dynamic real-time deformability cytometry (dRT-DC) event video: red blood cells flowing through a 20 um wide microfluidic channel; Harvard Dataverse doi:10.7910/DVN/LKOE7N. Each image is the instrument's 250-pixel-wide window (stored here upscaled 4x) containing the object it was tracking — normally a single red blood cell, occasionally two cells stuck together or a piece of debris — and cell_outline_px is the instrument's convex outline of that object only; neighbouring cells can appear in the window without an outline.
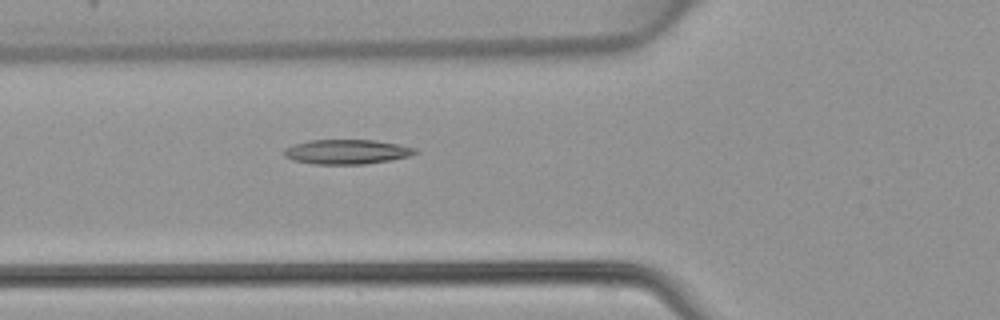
{"species": "common noctule bat (a hibernating species)", "species_latin": "Nyctalus noctula", "temperature_condition": "warm", "stored_images_in_passage": 35, "camera_frame_rate_fps": 3000, "um_per_image_px": 0.085, "animal": {"sex": "female", "body_mass_g": 22.7, "forearm_length_mm": 54.2}, "frame": {"image": 1, "passage_image": 5, "time_ms": 1.333, "image_size_px": [1000, 320], "cell_outline_px": [[420, 152], [408, 156], [388, 160], [364, 164], [316, 164], [292, 160], [284, 156], [284, 148], [308, 140], [376, 140], [400, 144], [416, 148]], "centroid_in_image_um": [29.49, 12.89], "position_along_channel_um": 96.3, "area_um2": 18.79}}
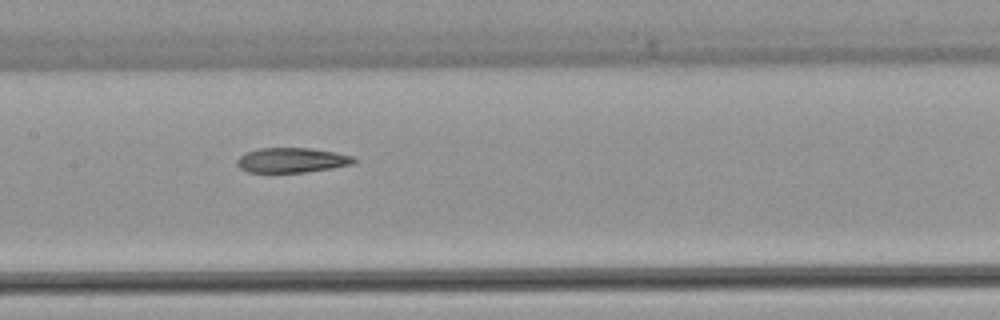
{"frame": {"image": 2, "passage_image": 11, "time_ms": 3.333, "image_size_px": [1000, 320], "cell_outline_px": [[356, 160], [352, 164], [304, 172], [248, 172], [240, 168], [236, 164], [236, 160], [244, 152], [260, 148], [308, 148], [336, 152], [352, 156]], "centroid_in_image_um": [24.74, 13.6], "position_along_channel_um": 182.7, "area_um2": 16.76}}
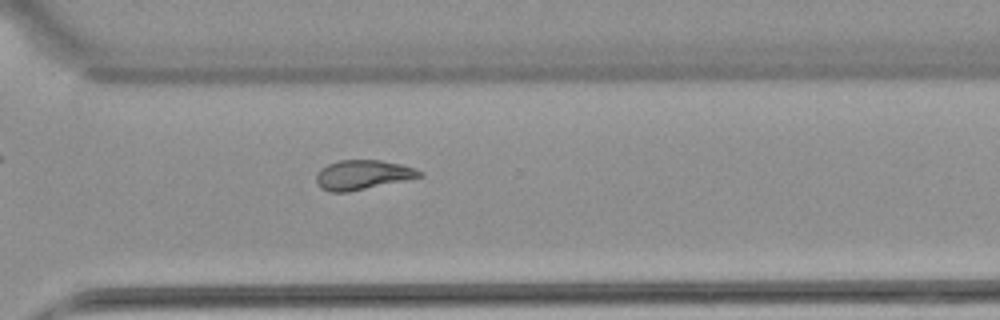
{"frame": {"image": 3, "passage_image": 22, "time_ms": 7.0, "image_size_px": [1000, 320], "cell_outline_px": [[424, 176], [348, 192], [328, 192], [320, 188], [316, 180], [316, 176], [320, 168], [328, 164], [340, 160], [380, 160], [400, 164], [424, 172]], "centroid_in_image_um": [30.8, 14.86], "position_along_channel_um": 339.8, "area_um2": 17.69}}